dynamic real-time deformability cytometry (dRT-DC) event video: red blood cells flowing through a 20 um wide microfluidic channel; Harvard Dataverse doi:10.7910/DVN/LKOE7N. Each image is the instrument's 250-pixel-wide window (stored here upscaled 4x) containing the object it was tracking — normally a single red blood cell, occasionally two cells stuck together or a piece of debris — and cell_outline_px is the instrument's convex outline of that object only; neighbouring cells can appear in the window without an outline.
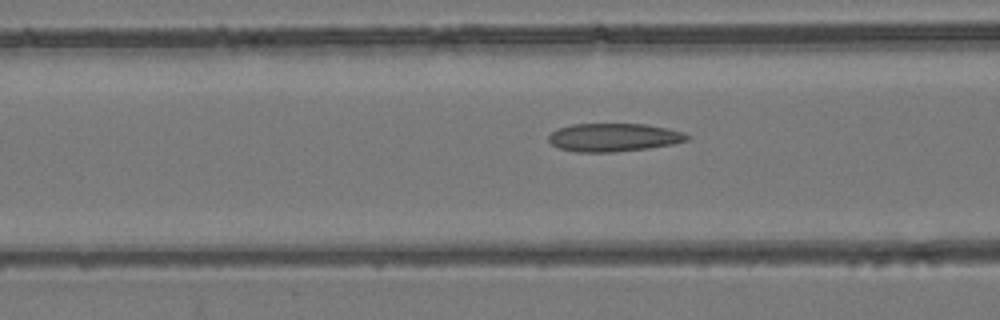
{"species": "common noctule bat (a hibernating species)", "species_latin": "Nyctalus noctula", "temperature_condition": "room temperature", "stored_images_in_passage": 37, "camera_frame_rate_fps": 3000, "um_per_image_px": 0.085, "animal": {"sex": "female", "body_mass_g": 24.6, "forearm_length_mm": 56.2}, "frame": {"image": 1, "passage_image": 12, "time_ms": 3.667, "image_size_px": [1000, 320], "cell_outline_px": [[692, 136], [688, 140], [672, 144], [648, 148], [616, 152], [576, 152], [560, 148], [552, 144], [548, 140], [548, 136], [556, 128], [572, 124], [648, 124], [668, 128], [684, 132]], "centroid_in_image_um": [52.18, 11.67], "position_along_channel_um": 114.4, "area_um2": 22.95}}
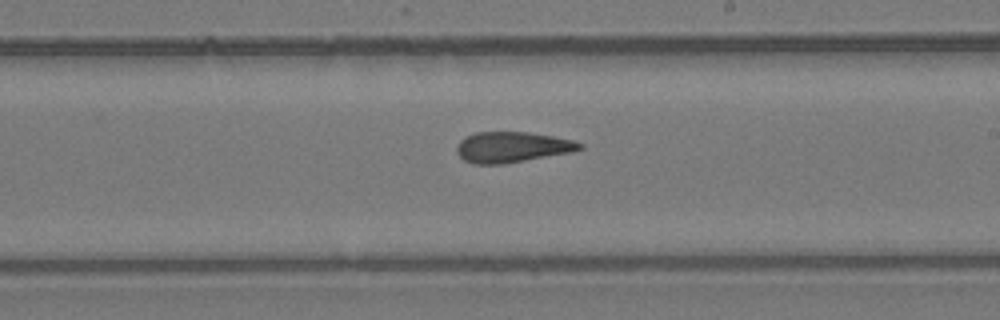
{"frame": {"image": 2, "passage_image": 22, "time_ms": 7.0, "image_size_px": [1000, 320], "cell_outline_px": [[584, 148], [572, 152], [504, 164], [472, 164], [464, 160], [456, 152], [456, 148], [460, 140], [464, 136], [476, 132], [528, 132], [576, 140], [584, 144]], "centroid_in_image_um": [43.54, 12.5], "position_along_channel_um": 245.5, "area_um2": 22.2}}
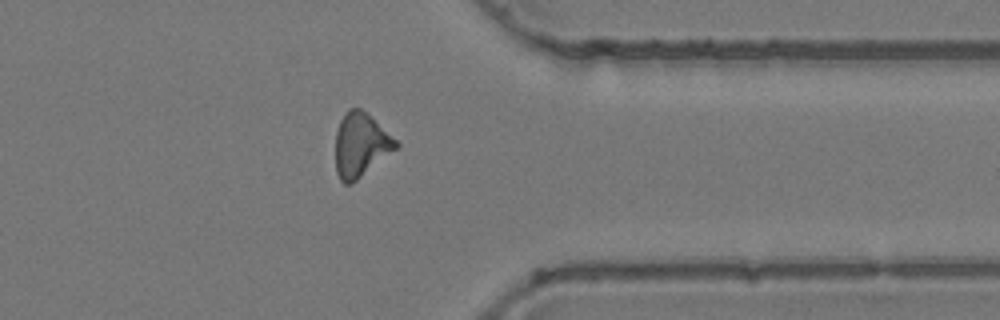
{"frame": {"image": 3, "passage_image": 33, "time_ms": 10.667, "image_size_px": [1000, 320], "cell_outline_px": [[400, 148], [352, 184], [344, 184], [340, 180], [336, 172], [336, 132], [340, 120], [344, 112], [348, 108], [360, 108], [396, 140], [400, 144]], "centroid_in_image_um": [30.66, 12.36], "position_along_channel_um": 380.7, "area_um2": 22.66}, "authors_computed_cell_mechanics": {"area_um2": 22.3686, "velocity_mm_per_s": 3.934, "shape_relaxation_time_tau1_ms": null, "shape_relaxation_time_tau2_ms": 2.9883, "deformation_change_tau1": null, "deformation_change_tau2": 0.1286}}